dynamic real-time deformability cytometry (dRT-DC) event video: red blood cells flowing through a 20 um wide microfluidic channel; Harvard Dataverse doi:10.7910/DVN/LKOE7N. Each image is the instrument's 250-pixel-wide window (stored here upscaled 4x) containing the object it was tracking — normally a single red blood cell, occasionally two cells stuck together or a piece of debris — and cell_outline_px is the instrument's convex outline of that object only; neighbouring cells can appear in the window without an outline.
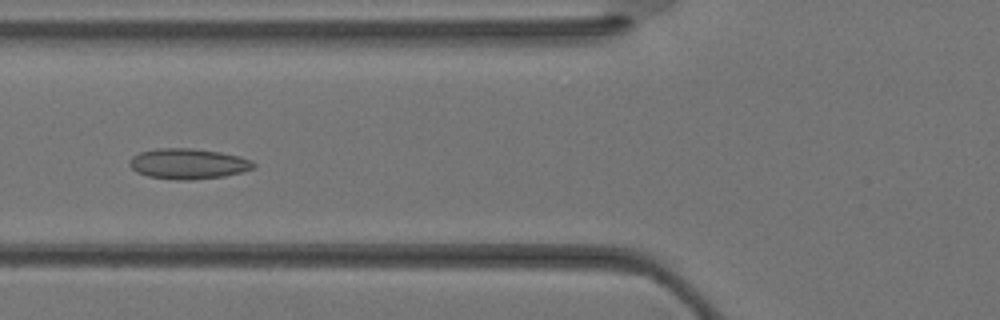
{"species": "Egyptian fruit bat (a non-hibernating species)", "species_latin": "Rousettus aegyptiacus", "temperature_condition": "warm", "stored_images_in_passage": 35, "camera_frame_rate_fps": 3000, "um_per_image_px": 0.085, "animal": {"sex": "female"}, "frame": {"image": 1, "passage_image": 13, "time_ms": 4.0, "image_size_px": [1000, 320], "cell_outline_px": [[256, 164], [252, 168], [240, 172], [224, 176], [192, 180], [176, 180], [148, 176], [136, 172], [128, 164], [128, 160], [132, 156], [140, 152], [156, 148], [192, 148], [220, 152], [240, 156], [252, 160]], "centroid_in_image_um": [15.96, 13.91], "position_along_channel_um": 109.8, "area_um2": 22.14}}
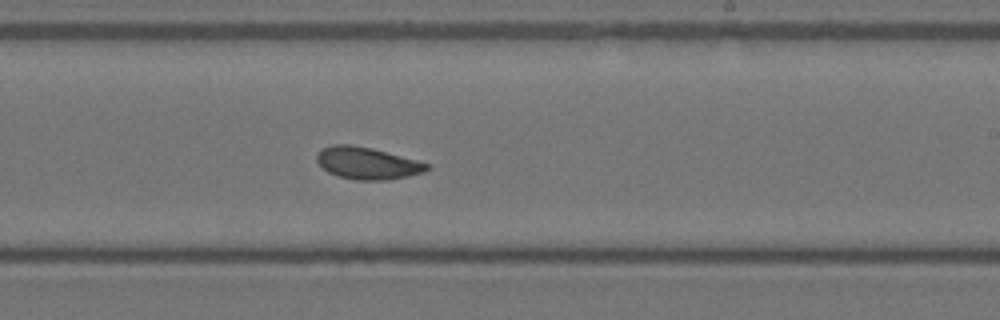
{"frame": {"image": 2, "passage_image": 21, "time_ms": 6.667, "image_size_px": [1000, 320], "cell_outline_px": [[432, 168], [424, 172], [408, 176], [384, 180], [356, 180], [340, 176], [328, 172], [316, 160], [316, 156], [324, 148], [332, 144], [348, 144], [372, 148], [432, 164]], "centroid_in_image_um": [31.27, 13.87], "position_along_channel_um": 257.7, "area_um2": 20.46}}
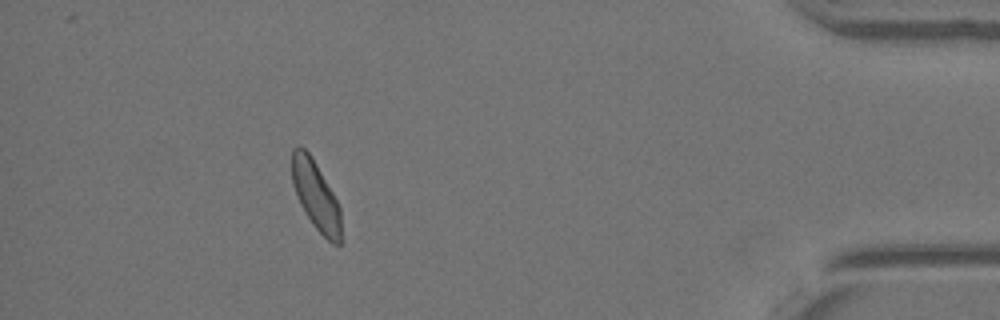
{"frame": {"image": 3, "passage_image": 32, "time_ms": 10.333, "image_size_px": [1000, 320], "cell_outline_px": [[340, 244], [332, 244], [312, 224], [304, 212], [300, 204], [292, 184], [292, 148], [300, 144], [312, 156], [332, 192], [340, 208]], "centroid_in_image_um": [26.81, 16.58], "position_along_channel_um": 408.4, "area_um2": 19.59}}